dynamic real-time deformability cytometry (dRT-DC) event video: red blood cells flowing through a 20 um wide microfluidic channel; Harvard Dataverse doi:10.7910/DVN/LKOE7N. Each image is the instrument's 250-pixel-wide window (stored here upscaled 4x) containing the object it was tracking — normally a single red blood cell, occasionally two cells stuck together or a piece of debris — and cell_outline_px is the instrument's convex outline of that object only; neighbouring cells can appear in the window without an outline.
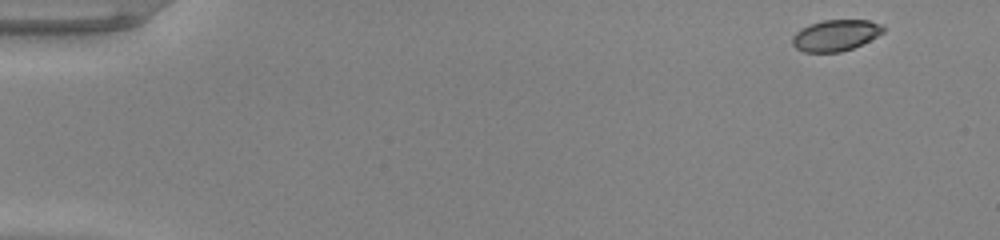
{"species": "common noctule bat (a hibernating species)", "species_latin": "Nyctalus noctula", "temperature_condition": "warm", "stored_images_in_passage": 50, "camera_frame_rate_fps": 3000, "um_per_image_px": 0.085, "animal": {"sex": "male", "body_mass_g": 20.0, "forearm_length_mm": 53.3}, "frame": {"image": 1, "passage_image": 1, "time_ms": 0.0, "image_size_px": [1000, 240], "cell_outline_px": [[884, 32], [852, 48], [840, 52], [804, 52], [796, 48], [792, 44], [792, 36], [800, 28], [808, 24], [824, 20], [868, 20], [884, 24]], "centroid_in_image_um": [71.0, 2.99], "position_along_channel_um": 14.0, "area_um2": 16.53}}
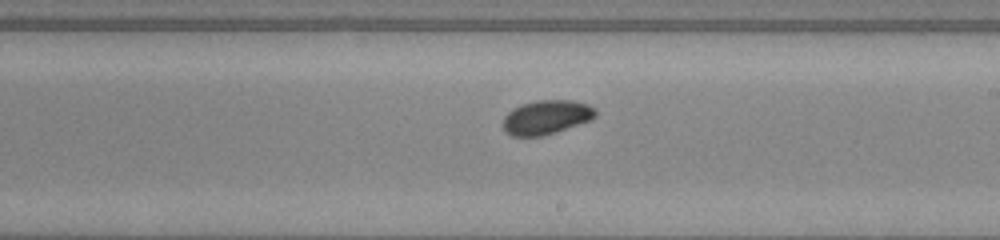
{"frame": {"image": 2, "passage_image": 29, "time_ms": 9.333, "image_size_px": [1000, 240], "cell_outline_px": [[596, 116], [592, 120], [544, 136], [512, 136], [504, 132], [504, 116], [508, 112], [520, 104], [540, 100], [572, 100], [588, 104], [596, 108]], "centroid_in_image_um": [46.47, 9.97], "position_along_channel_um": 242.5, "area_um2": 18.55}}
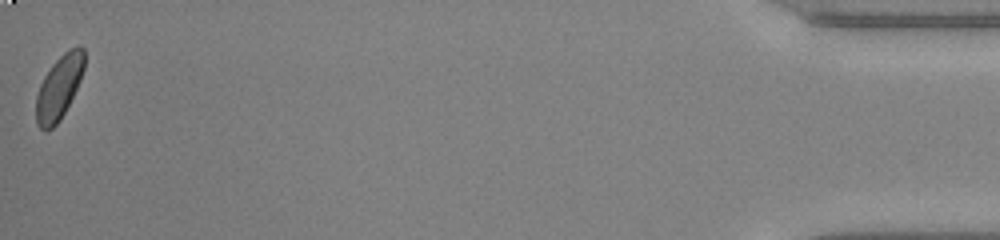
{"frame": {"image": 3, "passage_image": 50, "time_ms": 16.333, "image_size_px": [1000, 240], "cell_outline_px": [[84, 68], [80, 80], [60, 120], [52, 128], [44, 132], [36, 124], [36, 96], [40, 84], [44, 76], [52, 64], [68, 48], [76, 44], [80, 44], [84, 48]], "centroid_in_image_um": [5.01, 7.4], "position_along_channel_um": 430.2, "area_um2": 17.98}, "authors_computed_cell_mechanics": {"area_um2": 17.9758, "velocity_mm_per_s": 3.9596, "shape_relaxation_time_tau1_ms": 2.3324, "shape_relaxation_time_tau2_ms": null, "deformation_change_tau1": 0.0887, "deformation_change_tau2": null}}